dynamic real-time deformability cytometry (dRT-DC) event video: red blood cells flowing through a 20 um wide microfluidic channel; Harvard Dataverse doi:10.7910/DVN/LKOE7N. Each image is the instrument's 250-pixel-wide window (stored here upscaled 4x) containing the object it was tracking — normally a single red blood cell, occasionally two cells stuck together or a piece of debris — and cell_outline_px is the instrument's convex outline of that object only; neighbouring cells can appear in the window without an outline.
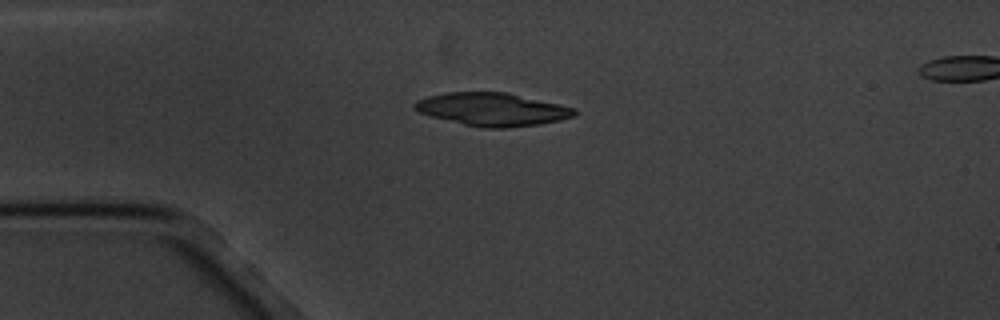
{"species": "common noctule bat (a hibernating species)", "species_latin": "Nyctalus noctula", "temperature_condition": "cold", "stored_images_in_passage": 3, "segment_of_instrument_passage": [1, 2], "camera_frame_rate_fps": 3000, "um_per_image_px": 0.085, "animal": {"sex": "male", "body_mass_g": 20.1, "forearm_length_mm": 53.5}, "frame": {"image": 1, "passage_image": 2, "time_ms": 1.0, "image_size_px": [1000, 320], "cell_outline_px": [[576, 116], [560, 120], [540, 124], [504, 128], [484, 128], [464, 124], [432, 116], [420, 112], [412, 108], [412, 104], [416, 100], [428, 96], [448, 92], [508, 92], [560, 104], [576, 108]], "centroid_in_image_um": [41.87, 9.28], "position_along_channel_um": 43.1, "area_um2": 30.75}}